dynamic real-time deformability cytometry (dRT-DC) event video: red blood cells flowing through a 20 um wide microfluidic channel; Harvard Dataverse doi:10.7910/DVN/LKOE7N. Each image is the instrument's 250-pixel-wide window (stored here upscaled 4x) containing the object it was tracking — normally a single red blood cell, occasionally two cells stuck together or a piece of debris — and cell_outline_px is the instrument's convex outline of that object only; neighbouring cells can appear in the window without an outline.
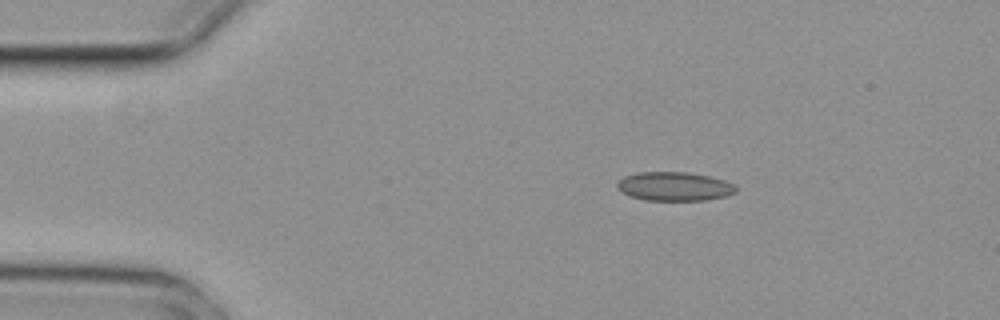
{"species": "common noctule bat (a hibernating species)", "species_latin": "Nyctalus noctula", "temperature_condition": "cold", "stored_images_in_passage": 3, "camera_frame_rate_fps": 3000, "um_per_image_px": 0.085, "animal": {"sex": "female", "body_mass_g": 29.2, "forearm_length_mm": 56.3}, "frame": {"image": 1, "passage_image": 2, "time_ms": 0.333, "image_size_px": [1000, 320], "cell_outline_px": [[736, 192], [724, 196], [704, 200], [644, 200], [620, 192], [616, 188], [616, 184], [624, 176], [640, 172], [688, 172], [708, 176], [724, 180], [732, 184], [736, 188]], "centroid_in_image_um": [57.28, 15.84], "position_along_channel_um": 27.7, "area_um2": 19.83}}